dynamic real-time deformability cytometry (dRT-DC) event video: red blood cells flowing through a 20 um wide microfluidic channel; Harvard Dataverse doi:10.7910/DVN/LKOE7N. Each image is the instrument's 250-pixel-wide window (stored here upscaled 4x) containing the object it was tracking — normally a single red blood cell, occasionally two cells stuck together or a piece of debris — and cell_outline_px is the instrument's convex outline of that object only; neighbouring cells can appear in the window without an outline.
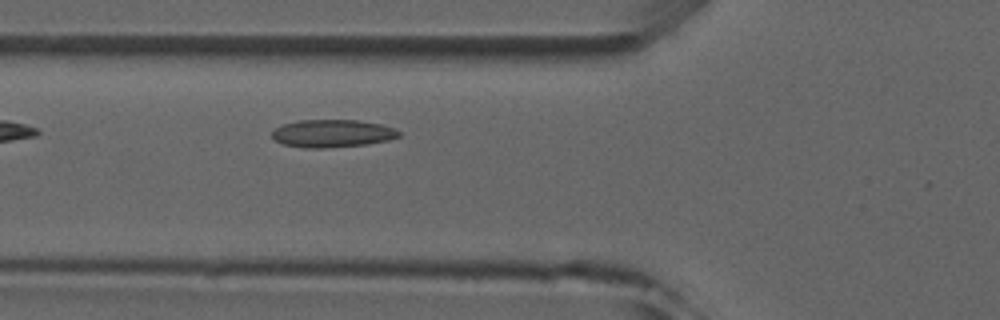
{"species": "common noctule bat (a hibernating species)", "species_latin": "Nyctalus noctula", "temperature_condition": "room temperature", "stored_images_in_passage": 4, "camera_frame_rate_fps": 3000, "um_per_image_px": 0.085, "animal": {"sex": "male", "forearm_length_mm": 52.5}, "frame": {"image": 1, "passage_image": 4, "time_ms": 3.333, "image_size_px": [1000, 320], "cell_outline_px": [[400, 136], [388, 140], [364, 144], [324, 148], [304, 148], [284, 144], [276, 140], [272, 136], [272, 132], [276, 128], [284, 124], [300, 120], [360, 120], [380, 124], [396, 128], [400, 132]], "centroid_in_image_um": [28.27, 11.33], "position_along_channel_um": 97.5, "area_um2": 20.35}}